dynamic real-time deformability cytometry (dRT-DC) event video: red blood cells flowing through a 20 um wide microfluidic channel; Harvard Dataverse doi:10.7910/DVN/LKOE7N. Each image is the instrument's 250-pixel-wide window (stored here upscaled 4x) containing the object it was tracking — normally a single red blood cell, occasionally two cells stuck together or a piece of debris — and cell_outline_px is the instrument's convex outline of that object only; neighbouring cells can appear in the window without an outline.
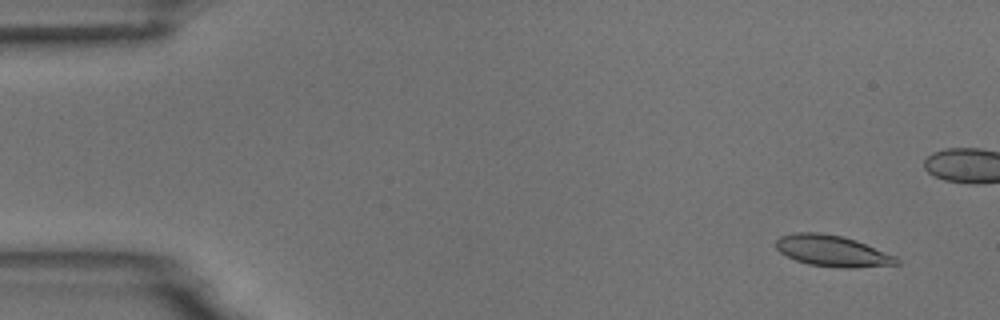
{"species": "common noctule bat (a hibernating species)", "species_latin": "Nyctalus noctula", "temperature_condition": "room temperature", "stored_images_in_passage": 7, "camera_frame_rate_fps": 3000, "um_per_image_px": 0.085, "animal": {"sex": "male", "body_mass_g": 18.8}, "frame": {"image": 1, "passage_image": 1, "time_ms": 0.0, "image_size_px": [1000, 320], "cell_outline_px": [[900, 264], [856, 268], [840, 268], [808, 264], [796, 260], [780, 252], [776, 248], [776, 240], [780, 236], [796, 232], [820, 232], [840, 236], [856, 240], [896, 256], [900, 260]], "centroid_in_image_um": [70.77, 21.33], "position_along_channel_um": 14.2, "area_um2": 21.96}}